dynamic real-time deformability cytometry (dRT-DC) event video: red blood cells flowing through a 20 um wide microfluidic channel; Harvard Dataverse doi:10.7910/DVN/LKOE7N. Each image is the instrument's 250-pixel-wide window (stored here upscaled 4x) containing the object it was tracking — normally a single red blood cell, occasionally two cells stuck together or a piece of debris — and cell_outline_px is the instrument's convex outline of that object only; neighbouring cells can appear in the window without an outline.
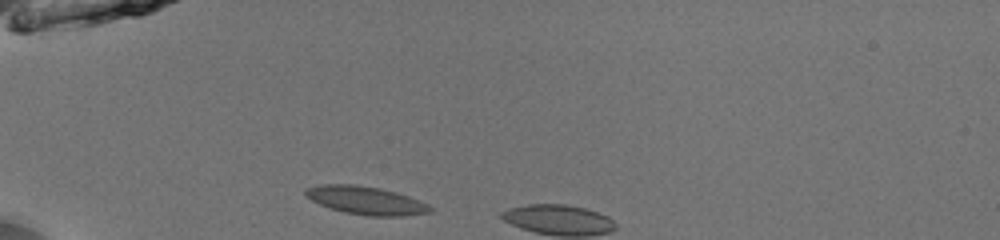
{"species": "common noctule bat (a hibernating species)", "species_latin": "Nyctalus noctula", "temperature_condition": "room temperature", "stored_images_in_passage": 4, "camera_frame_rate_fps": 3000, "um_per_image_px": 0.085, "animal": {"sex": "male", "body_mass_g": 13.0, "forearm_length_mm": 53.1}, "frame": {"image": 1, "passage_image": 1, "time_ms": 0.0, "image_size_px": [1000, 240], "cell_outline_px": [[432, 212], [404, 216], [368, 216], [344, 212], [320, 204], [304, 196], [304, 188], [320, 184], [356, 184], [380, 188], [396, 192], [408, 196], [428, 204], [432, 208]], "centroid_in_image_um": [31.08, 17.03], "position_along_channel_um": 53.9, "area_um2": 20.52}}